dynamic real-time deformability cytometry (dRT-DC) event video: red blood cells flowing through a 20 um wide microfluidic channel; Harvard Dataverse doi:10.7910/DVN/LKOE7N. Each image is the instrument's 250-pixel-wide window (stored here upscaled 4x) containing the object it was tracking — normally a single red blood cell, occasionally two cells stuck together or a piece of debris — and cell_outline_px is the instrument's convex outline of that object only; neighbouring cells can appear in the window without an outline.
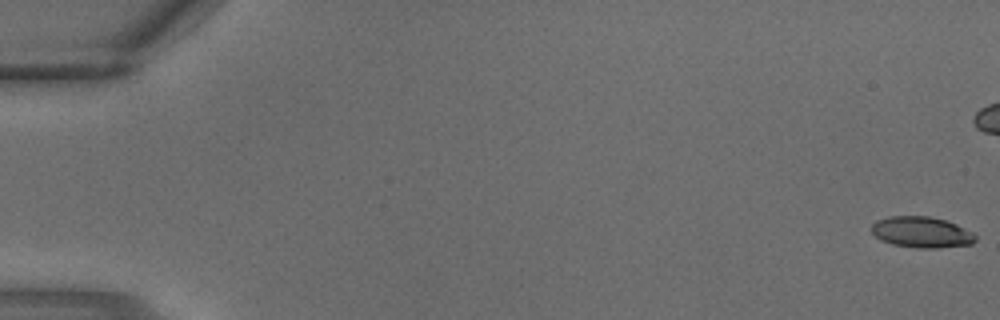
{"species": "common noctule bat (a hibernating species)", "species_latin": "Nyctalus noctula", "temperature_condition": "warm", "stored_images_in_passage": 4, "camera_frame_rate_fps": 3000, "um_per_image_px": 0.085, "animal": {"sex": "male", "body_mass_g": 18.8}, "frame": {"image": 1, "passage_image": 1, "time_ms": 0.0, "image_size_px": [1000, 320], "cell_outline_px": [[976, 240], [972, 244], [940, 248], [916, 248], [892, 244], [880, 240], [872, 232], [872, 224], [876, 220], [888, 216], [928, 216], [944, 220], [956, 224], [972, 232], [976, 236]], "centroid_in_image_um": [78.33, 19.74], "position_along_channel_um": 6.7, "area_um2": 18.84}}
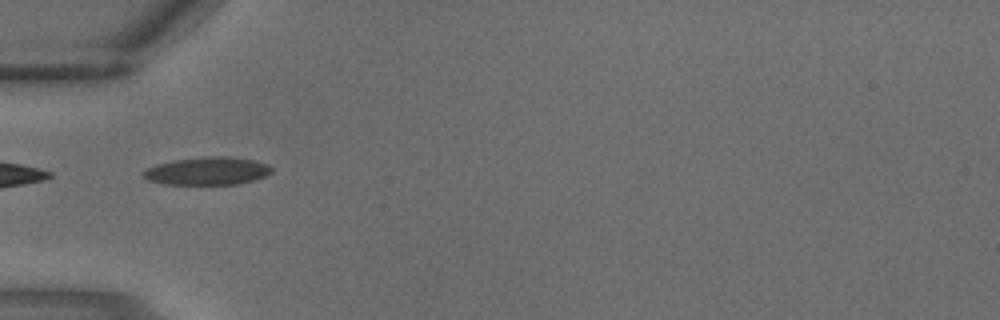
{"frame": {"image": 2, "passage_image": 4, "time_ms": 1.0, "image_size_px": [1000, 320], "cell_outline_px": [[272, 172], [264, 176], [252, 180], [236, 184], [164, 184], [148, 180], [140, 172], [156, 164], [176, 160], [204, 156], [224, 156], [252, 160], [268, 164], [272, 168]], "centroid_in_image_um": [17.6, 14.53], "position_along_channel_um": 67.4, "area_um2": 20.63}}